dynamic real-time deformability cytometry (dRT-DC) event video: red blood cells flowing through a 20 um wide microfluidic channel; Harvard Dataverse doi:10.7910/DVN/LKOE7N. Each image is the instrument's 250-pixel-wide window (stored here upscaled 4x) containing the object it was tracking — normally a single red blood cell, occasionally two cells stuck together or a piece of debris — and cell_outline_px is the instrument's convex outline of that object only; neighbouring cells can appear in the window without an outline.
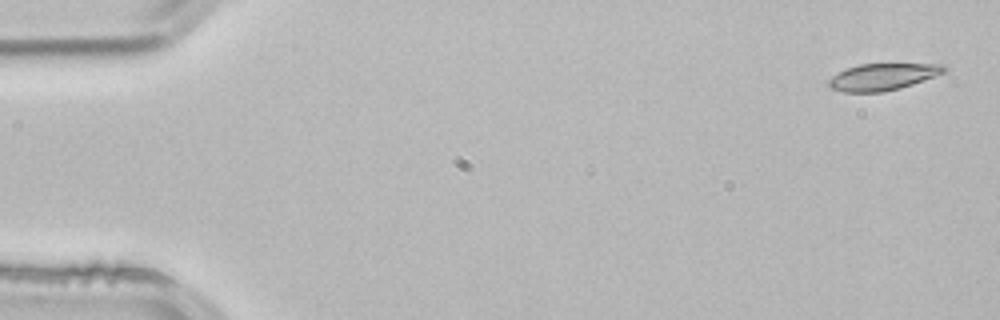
{"species": "common noctule bat (a hibernating species)", "species_latin": "Nyctalus noctula", "temperature_condition": "room temperature", "stored_images_in_passage": 4, "camera_frame_rate_fps": 3000, "um_per_image_px": 0.085, "animal": {"sex": "male", "body_mass_g": 21.5, "forearm_length_mm": 52.0}, "frame": {"image": 1, "passage_image": 1, "time_ms": 0.0, "image_size_px": [1000, 320], "cell_outline_px": [[948, 68], [944, 72], [912, 84], [900, 88], [880, 92], [844, 92], [832, 88], [828, 84], [828, 80], [832, 76], [848, 68], [860, 64], [944, 64]], "centroid_in_image_um": [75.03, 6.52], "position_along_channel_um": 10.0, "area_um2": 17.69}}
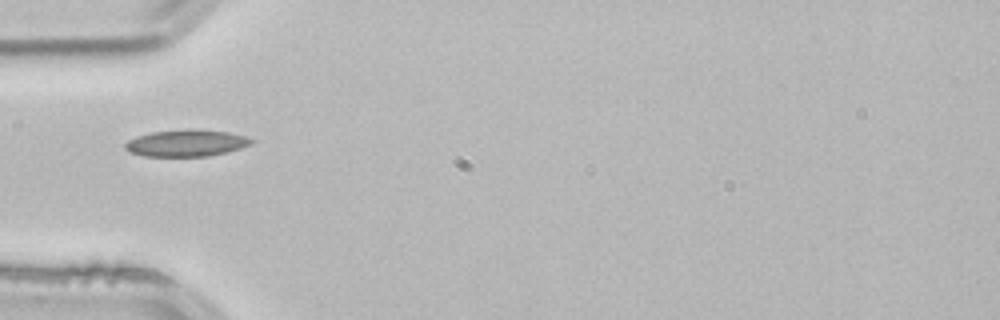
{"frame": {"image": 2, "passage_image": 4, "time_ms": 1.0, "image_size_px": [1000, 320], "cell_outline_px": [[256, 140], [252, 144], [240, 148], [208, 156], [144, 156], [128, 152], [124, 148], [124, 144], [128, 140], [136, 136], [152, 132], [188, 128], [228, 132], [244, 136]], "centroid_in_image_um": [15.8, 12.15], "position_along_channel_um": 69.2, "area_um2": 19.77}}